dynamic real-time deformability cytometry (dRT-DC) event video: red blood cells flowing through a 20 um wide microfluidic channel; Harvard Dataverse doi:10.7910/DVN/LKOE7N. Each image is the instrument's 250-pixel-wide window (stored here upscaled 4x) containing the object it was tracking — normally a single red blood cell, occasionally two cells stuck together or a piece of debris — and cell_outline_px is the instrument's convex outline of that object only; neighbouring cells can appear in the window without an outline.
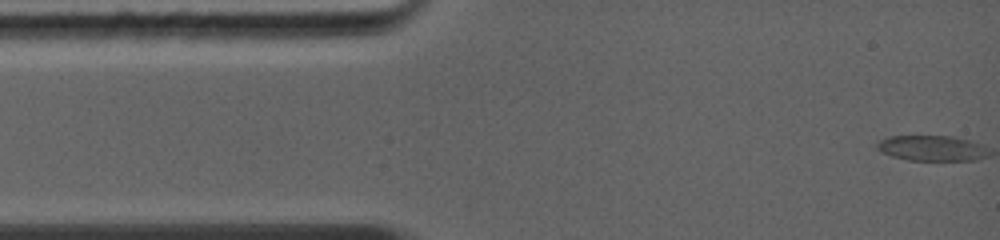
{"species": "common noctule bat (a hibernating species)", "species_latin": "Nyctalus noctula", "temperature_condition": "warm", "stored_images_in_passage": 4, "camera_frame_rate_fps": 5000, "um_per_image_px": 0.085, "animal": {"sex": "female", "body_mass_g": 19.0, "forearm_length_mm": 56.7}, "frame": {"image": 1, "passage_image": 1, "time_ms": 0.0, "image_size_px": [1000, 240], "cell_outline_px": [[972, 160], [912, 160], [892, 156], [884, 152], [880, 148], [880, 144], [884, 140], [892, 136], [948, 136], [960, 140], [964, 144], [972, 156]], "centroid_in_image_um": [78.71, 12.59], "position_along_channel_um": 6.3, "area_um2": 13.58}}